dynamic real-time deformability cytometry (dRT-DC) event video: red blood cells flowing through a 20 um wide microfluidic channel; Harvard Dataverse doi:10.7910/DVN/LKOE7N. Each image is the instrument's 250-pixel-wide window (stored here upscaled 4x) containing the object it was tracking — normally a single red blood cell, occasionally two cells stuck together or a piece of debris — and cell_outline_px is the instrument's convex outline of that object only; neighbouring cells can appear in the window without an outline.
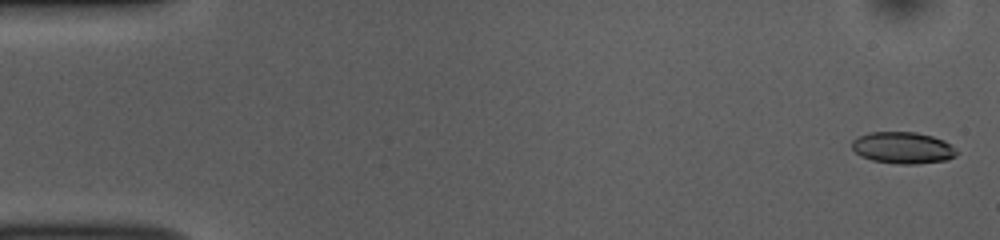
{"species": "common noctule bat (a hibernating species)", "species_latin": "Nyctalus noctula", "temperature_condition": "room temperature", "stored_images_in_passage": 53, "camera_frame_rate_fps": 3000, "um_per_image_px": 0.085, "animal": {"sex": "female", "body_mass_g": 10.0, "forearm_length_mm": 53.1}, "frame": {"image": 1, "passage_image": 2, "time_ms": 0.333, "image_size_px": [1000, 240], "cell_outline_px": [[960, 152], [956, 156], [944, 160], [916, 164], [900, 164], [872, 160], [860, 156], [852, 148], [852, 140], [868, 132], [916, 132], [932, 136], [944, 140]], "centroid_in_image_um": [76.75, 12.56], "position_along_channel_um": 8.3, "area_um2": 19.31}}
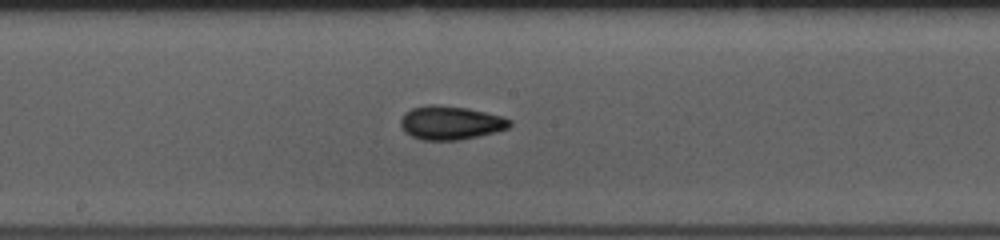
{"frame": {"image": 2, "passage_image": 28, "time_ms": 9.0, "image_size_px": [1000, 240], "cell_outline_px": [[512, 124], [508, 128], [496, 132], [460, 140], [420, 140], [404, 132], [400, 124], [400, 120], [404, 112], [412, 108], [428, 104], [436, 104], [468, 108], [504, 116], [512, 120]], "centroid_in_image_um": [38.3, 10.43], "position_along_channel_um": 209.9, "area_um2": 21.73}}
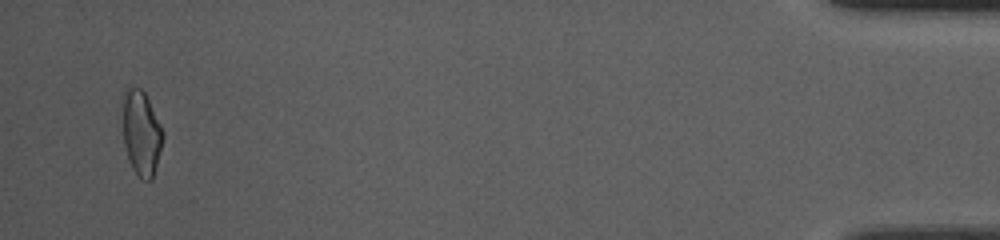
{"frame": {"image": 3, "passage_image": 51, "time_ms": 16.667, "image_size_px": [1000, 240], "cell_outline_px": [[164, 136], [152, 180], [140, 180], [132, 168], [128, 160], [124, 144], [120, 96], [124, 88], [128, 84], [140, 88], [144, 92], [164, 132]], "centroid_in_image_um": [11.95, 11.24], "position_along_channel_um": 423.3, "area_um2": 20.58}, "authors_computed_cell_mechanics": {"area_um2": 19.7676, "velocity_mm_per_s": 3.8484, "shape_relaxation_time_tau1_ms": 5.1476, "shape_relaxation_time_tau2_ms": 2.8134, "deformation_change_tau1": 0.1344, "deformation_change_tau2": 0.0737}}